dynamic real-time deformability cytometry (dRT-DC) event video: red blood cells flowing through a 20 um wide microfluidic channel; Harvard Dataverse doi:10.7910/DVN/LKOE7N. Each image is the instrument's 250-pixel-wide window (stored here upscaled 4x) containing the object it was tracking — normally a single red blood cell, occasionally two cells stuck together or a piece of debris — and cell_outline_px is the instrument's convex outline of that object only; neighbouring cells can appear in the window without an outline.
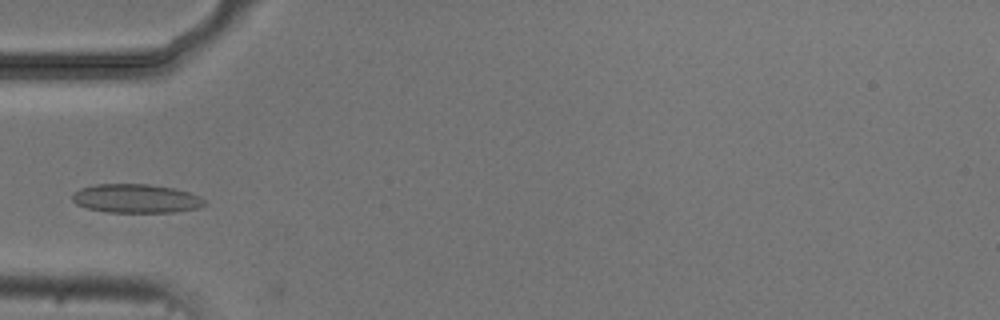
{"species": "common noctule bat (a hibernating species)", "species_latin": "Nyctalus noctula", "temperature_condition": "cold", "stored_images_in_passage": 1, "camera_frame_rate_fps": 3000, "um_per_image_px": 0.085, "animal": {"sex": "male", "body_mass_g": 20.5, "forearm_length_mm": 52.5}, "frame": {"image": 1, "passage_image": 1, "time_ms": 0.0, "image_size_px": [1000, 320], "cell_outline_px": [[208, 204], [200, 208], [176, 212], [104, 212], [88, 208], [76, 204], [72, 200], [72, 192], [80, 188], [96, 184], [148, 184], [172, 188], [188, 192], [200, 196], [208, 200]], "centroid_in_image_um": [11.59, 16.88], "position_along_channel_um": 73.4, "area_um2": 22.48}}